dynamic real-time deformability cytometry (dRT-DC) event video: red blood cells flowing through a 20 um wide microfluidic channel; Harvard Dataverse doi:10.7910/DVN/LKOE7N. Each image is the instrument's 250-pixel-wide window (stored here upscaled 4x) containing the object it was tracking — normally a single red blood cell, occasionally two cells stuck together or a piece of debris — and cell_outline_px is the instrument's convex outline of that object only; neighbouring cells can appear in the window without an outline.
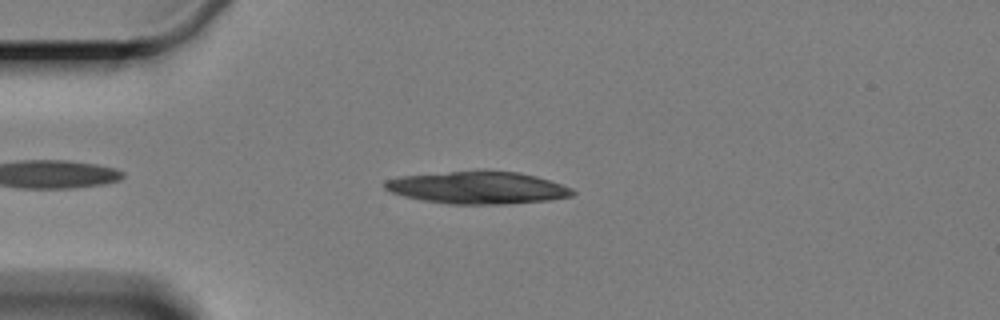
{"species": "Egyptian fruit bat (a non-hibernating species)", "species_latin": "Rousettus aegyptiacus", "temperature_condition": "cold", "stored_images_in_passage": 8, "camera_frame_rate_fps": 3000, "um_per_image_px": 0.085, "animal": {"sex": "female"}, "frame": {"image": 1, "passage_image": 4, "time_ms": 3.333, "image_size_px": [1000, 320], "cell_outline_px": [[576, 192], [572, 196], [548, 200], [508, 204], [448, 204], [424, 200], [404, 196], [392, 192], [384, 188], [384, 180], [404, 176], [448, 172], [520, 172], [536, 176], [572, 188]], "centroid_in_image_um": [40.63, 15.97], "position_along_channel_um": 44.4, "area_um2": 34.74}}